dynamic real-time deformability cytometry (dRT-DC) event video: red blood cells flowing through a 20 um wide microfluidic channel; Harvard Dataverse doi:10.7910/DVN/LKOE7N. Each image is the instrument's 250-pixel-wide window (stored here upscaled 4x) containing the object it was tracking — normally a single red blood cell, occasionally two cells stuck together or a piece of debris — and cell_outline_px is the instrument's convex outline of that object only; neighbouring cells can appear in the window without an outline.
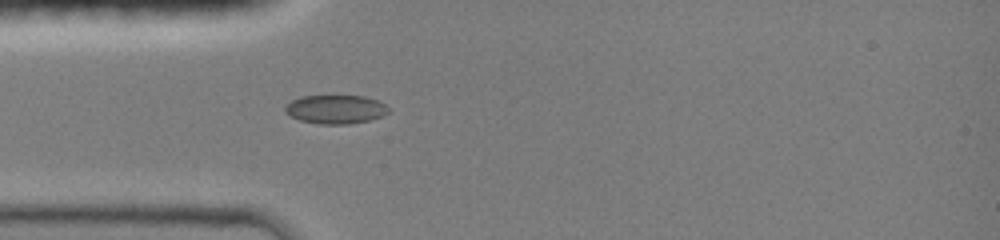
{"species": "common noctule bat (a hibernating species)", "species_latin": "Nyctalus noctula", "temperature_condition": "room temperature", "stored_images_in_passage": 3, "camera_frame_rate_fps": 3000, "um_per_image_px": 0.085, "animal": {"sex": "female", "body_mass_g": 19.0, "forearm_length_mm": 51.5}, "frame": {"image": 1, "passage_image": 1, "time_ms": 0.0, "image_size_px": [1000, 240], "cell_outline_px": [[388, 112], [380, 116], [368, 120], [348, 124], [320, 124], [300, 120], [284, 112], [284, 108], [292, 100], [300, 96], [364, 96], [376, 100], [384, 104], [388, 108]], "centroid_in_image_um": [28.49, 9.29], "position_along_channel_um": 56.5, "area_um2": 17.05}}